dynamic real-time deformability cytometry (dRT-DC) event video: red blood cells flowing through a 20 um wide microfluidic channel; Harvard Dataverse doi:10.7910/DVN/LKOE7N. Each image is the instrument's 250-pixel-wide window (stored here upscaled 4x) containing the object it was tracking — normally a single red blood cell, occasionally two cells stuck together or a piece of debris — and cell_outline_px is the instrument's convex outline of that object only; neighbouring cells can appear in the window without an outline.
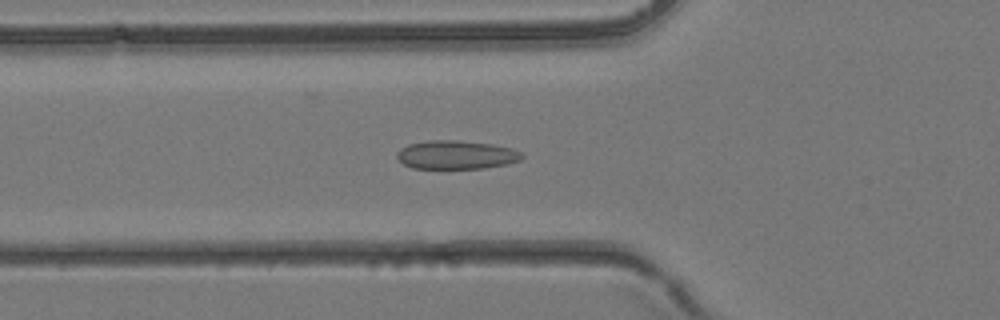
{"species": "common noctule bat (a hibernating species)", "species_latin": "Nyctalus noctula", "temperature_condition": "room temperature", "stored_images_in_passage": 39, "camera_frame_rate_fps": 3000, "um_per_image_px": 0.085, "animal": {"sex": "female", "body_mass_g": 24.6, "forearm_length_mm": 56.2}, "frame": {"image": 1, "passage_image": 13, "time_ms": 4.0, "image_size_px": [1000, 320], "cell_outline_px": [[524, 156], [520, 160], [508, 164], [484, 168], [412, 168], [404, 164], [396, 156], [396, 152], [400, 148], [408, 144], [428, 140], [456, 140], [492, 144], [512, 148], [520, 152]], "centroid_in_image_um": [38.77, 13.15], "position_along_channel_um": 87.0, "area_um2": 20.87}}
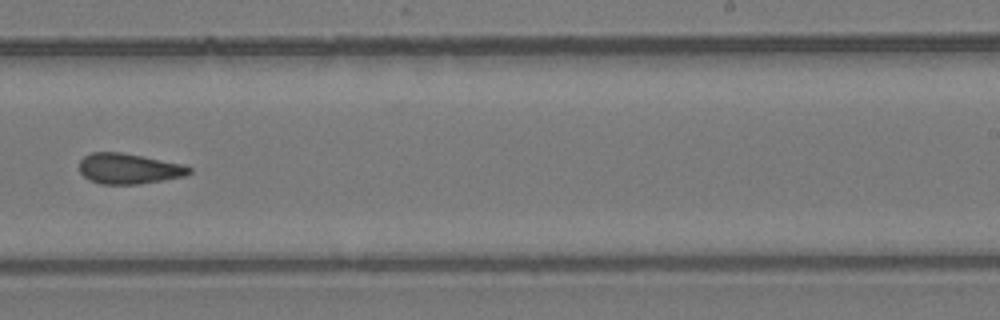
{"frame": {"image": 2, "passage_image": 24, "time_ms": 7.667, "image_size_px": [1000, 320], "cell_outline_px": [[192, 172], [184, 176], [140, 184], [100, 184], [88, 180], [80, 172], [80, 160], [84, 156], [92, 152], [120, 152], [144, 156], [184, 164], [192, 168]], "centroid_in_image_um": [10.95, 14.33], "position_along_channel_um": 278.0, "area_um2": 19.65}}
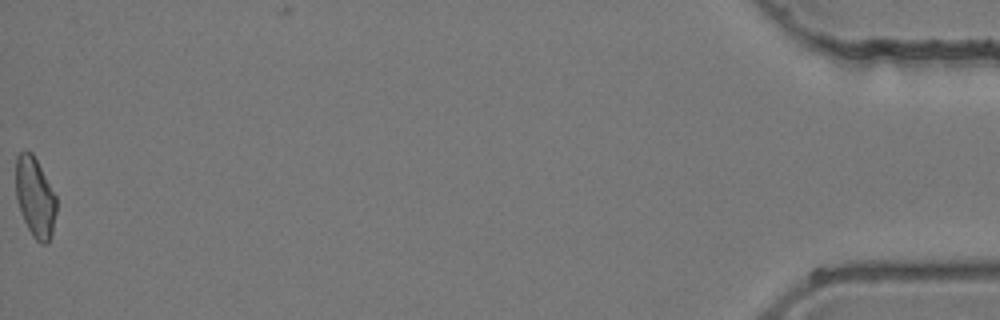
{"frame": {"image": 3, "passage_image": 39, "time_ms": 12.667, "image_size_px": [1000, 320], "cell_outline_px": [[56, 212], [52, 232], [48, 244], [40, 244], [32, 236], [24, 220], [16, 196], [16, 156], [24, 148], [32, 152], [56, 196]], "centroid_in_image_um": [2.98, 16.76], "position_along_channel_um": 432.2, "area_um2": 18.84}}